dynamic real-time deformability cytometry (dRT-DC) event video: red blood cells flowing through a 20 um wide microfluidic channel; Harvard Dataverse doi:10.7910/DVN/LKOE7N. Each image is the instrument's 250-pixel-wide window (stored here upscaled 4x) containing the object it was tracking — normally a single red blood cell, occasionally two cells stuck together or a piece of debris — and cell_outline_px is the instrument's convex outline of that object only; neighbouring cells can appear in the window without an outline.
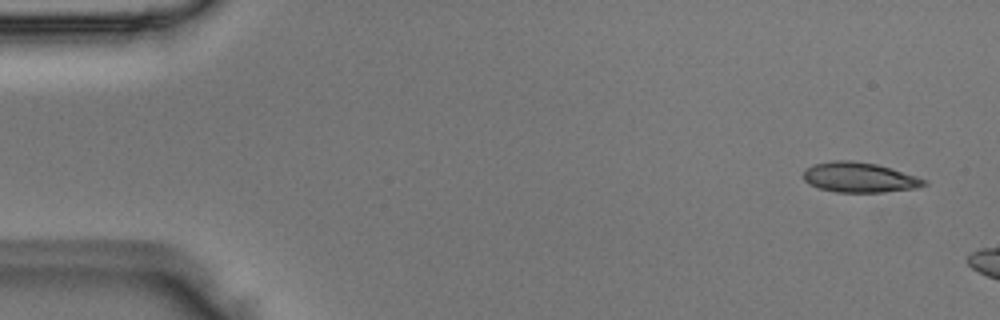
{"species": "Egyptian fruit bat (a non-hibernating species)", "species_latin": "Rousettus aegyptiacus", "temperature_condition": "room temperature", "stored_images_in_passage": 3, "camera_frame_rate_fps": 3000, "um_per_image_px": 0.085, "animal": {"sex": "male"}, "frame": {"image": 1, "passage_image": 1, "time_ms": 0.0, "image_size_px": [1000, 320], "cell_outline_px": [[928, 184], [916, 188], [884, 192], [836, 192], [820, 188], [808, 184], [804, 180], [804, 168], [812, 164], [832, 160], [852, 160], [876, 164], [892, 168], [928, 180]], "centroid_in_image_um": [73.04, 15.07], "position_along_channel_um": 12.0, "area_um2": 21.33}}